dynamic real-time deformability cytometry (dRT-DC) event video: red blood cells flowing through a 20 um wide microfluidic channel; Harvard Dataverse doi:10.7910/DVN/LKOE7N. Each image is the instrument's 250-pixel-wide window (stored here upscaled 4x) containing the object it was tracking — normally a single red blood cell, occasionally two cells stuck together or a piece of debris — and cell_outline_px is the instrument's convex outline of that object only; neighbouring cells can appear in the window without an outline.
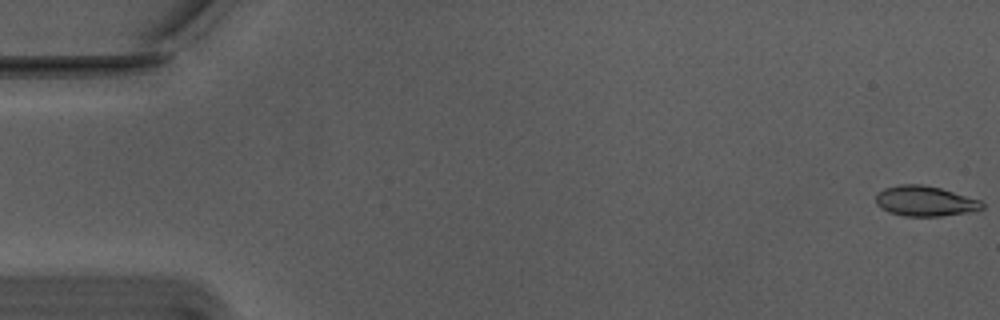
{"species": "Egyptian fruit bat (a non-hibernating species)", "species_latin": "Rousettus aegyptiacus", "temperature_condition": "warm", "stored_images_in_passage": 56, "camera_frame_rate_fps": 3000, "um_per_image_px": 0.085, "animal": {"sex": "male"}, "frame": {"image": 1, "passage_image": 1, "time_ms": 0.0, "image_size_px": [1000, 320], "cell_outline_px": [[984, 208], [964, 212], [940, 216], [904, 216], [888, 212], [876, 204], [876, 196], [884, 188], [900, 184], [920, 184], [940, 188], [980, 200], [984, 204]], "centroid_in_image_um": [78.59, 17.09], "position_along_channel_um": 6.4, "area_um2": 18.44}}
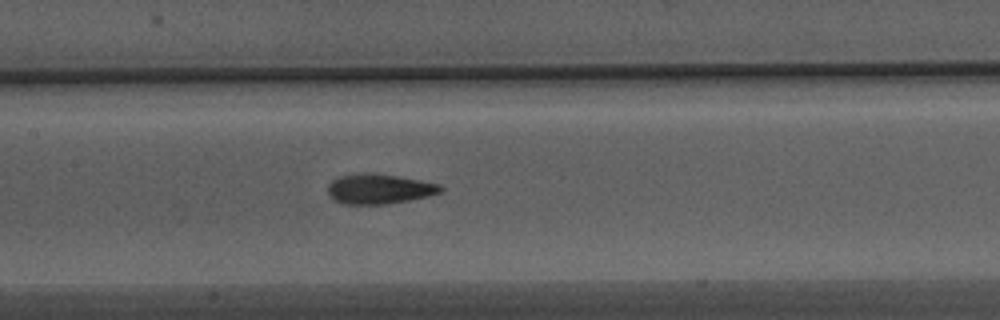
{"frame": {"image": 2, "passage_image": 27, "time_ms": 8.667, "image_size_px": [1000, 320], "cell_outline_px": [[444, 188], [440, 192], [428, 196], [388, 204], [340, 204], [332, 200], [328, 192], [328, 184], [332, 180], [340, 176], [368, 172], [396, 176], [420, 180], [440, 184]], "centroid_in_image_um": [32.2, 16.06], "position_along_channel_um": 175.2, "area_um2": 19.71}}
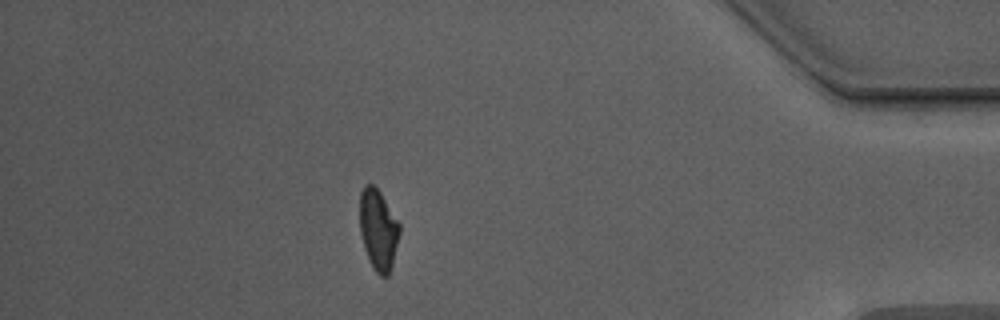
{"frame": {"image": 3, "passage_image": 49, "time_ms": 16.0, "image_size_px": [1000, 320], "cell_outline_px": [[400, 232], [392, 264], [388, 276], [380, 276], [372, 268], [368, 260], [364, 248], [360, 232], [360, 192], [364, 184], [372, 184], [380, 192], [400, 224]], "centroid_in_image_um": [32.14, 19.53], "position_along_channel_um": 403.1, "area_um2": 18.73}, "authors_computed_cell_mechanics": {"area_um2": 18.9006, "velocity_mm_per_s": 3.7508, "shape_relaxation_time_tau1_ms": 4.8664, "shape_relaxation_time_tau2_ms": 0.8913, "deformation_change_tau1": 0.196, "deformation_change_tau2": 0.0767}}